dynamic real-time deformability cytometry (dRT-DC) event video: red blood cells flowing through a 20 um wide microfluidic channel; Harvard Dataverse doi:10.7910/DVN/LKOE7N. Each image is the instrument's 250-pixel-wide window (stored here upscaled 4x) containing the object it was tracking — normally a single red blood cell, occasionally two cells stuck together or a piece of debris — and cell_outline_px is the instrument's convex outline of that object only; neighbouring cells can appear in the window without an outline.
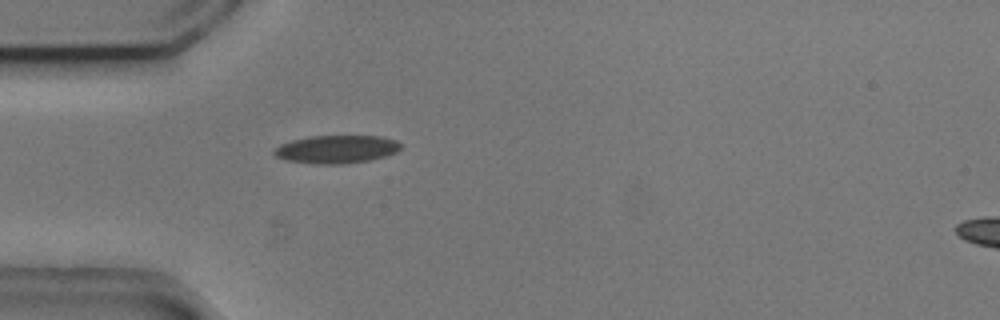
{"species": "common noctule bat (a hibernating species)", "species_latin": "Nyctalus noctula", "temperature_condition": "cold", "stored_images_in_passage": 36, "camera_frame_rate_fps": 3000, "um_per_image_px": 0.085, "animal": {"sex": "male", "body_mass_g": 20.5, "forearm_length_mm": 52.5}, "frame": {"image": 1, "passage_image": 2, "time_ms": 0.333, "image_size_px": [1000, 320], "cell_outline_px": [[400, 148], [396, 152], [384, 156], [368, 160], [344, 164], [312, 164], [284, 160], [276, 156], [272, 152], [272, 148], [280, 144], [292, 140], [312, 136], [380, 136], [396, 140], [400, 144]], "centroid_in_image_um": [28.54, 12.69], "position_along_channel_um": 56.5, "area_um2": 20.75}}
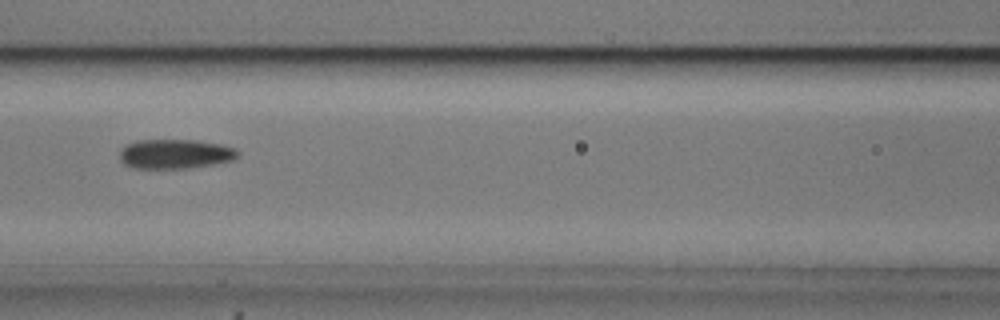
{"frame": {"image": 2, "passage_image": 10, "time_ms": 3.0, "image_size_px": [1000, 320], "cell_outline_px": [[240, 156], [236, 160], [188, 168], [132, 168], [124, 164], [120, 160], [120, 152], [124, 144], [136, 140], [196, 140], [220, 144], [236, 148], [240, 152]], "centroid_in_image_um": [14.91, 13.08], "position_along_channel_um": 151.7, "area_um2": 20.58}}
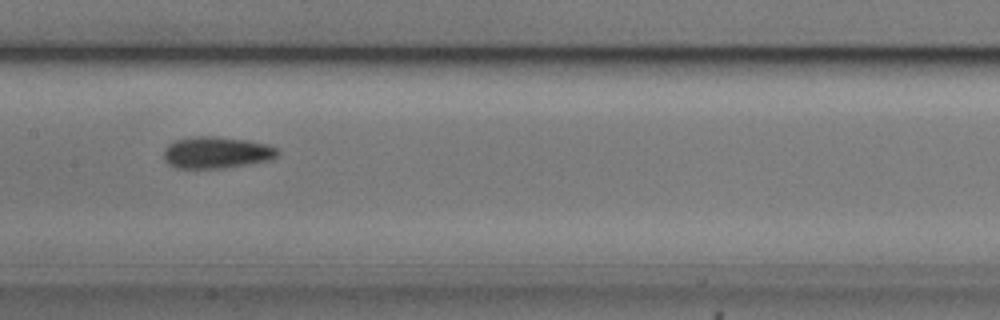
{"frame": {"image": 3, "passage_image": 13, "time_ms": 4.0, "image_size_px": [1000, 320], "cell_outline_px": [[280, 152], [276, 156], [268, 160], [224, 168], [176, 168], [168, 164], [164, 160], [164, 148], [172, 140], [188, 136], [216, 136], [248, 140], [268, 144], [276, 148]], "centroid_in_image_um": [18.35, 12.94], "position_along_channel_um": 189.1, "area_um2": 21.27}, "authors_computed_cell_mechanics": {"area_um2": 20.2589, "velocity_mm_per_s": 3.7255, "shape_relaxation_time_tau1_ms": 6.0044, "shape_relaxation_time_tau2_ms": 3.7892, "deformation_change_tau1": 0.1334, "deformation_change_tau2": 0.1025}}